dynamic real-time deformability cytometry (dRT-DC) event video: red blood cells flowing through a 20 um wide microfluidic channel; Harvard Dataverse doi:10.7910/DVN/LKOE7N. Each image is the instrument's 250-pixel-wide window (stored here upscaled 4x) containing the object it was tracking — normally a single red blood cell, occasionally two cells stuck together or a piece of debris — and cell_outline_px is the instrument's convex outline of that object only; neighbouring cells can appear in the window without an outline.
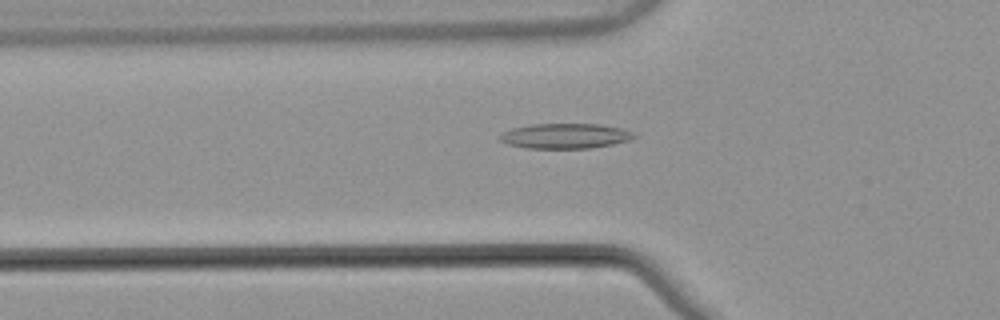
{"species": "common noctule bat (a hibernating species)", "species_latin": "Nyctalus noctula", "temperature_condition": "warm", "stored_images_in_passage": 54, "camera_frame_rate_fps": 3000, "um_per_image_px": 0.085, "animal": {"sex": "male", "body_mass_g": 21.5, "forearm_length_mm": 52.0}, "frame": {"image": 1, "passage_image": 19, "time_ms": 6.0, "image_size_px": [1000, 320], "cell_outline_px": [[636, 136], [632, 140], [592, 148], [524, 148], [508, 144], [500, 140], [496, 136], [512, 128], [532, 124], [600, 124], [620, 128], [632, 132]], "centroid_in_image_um": [48.02, 11.56], "position_along_channel_um": 77.8, "area_um2": 19.65}}
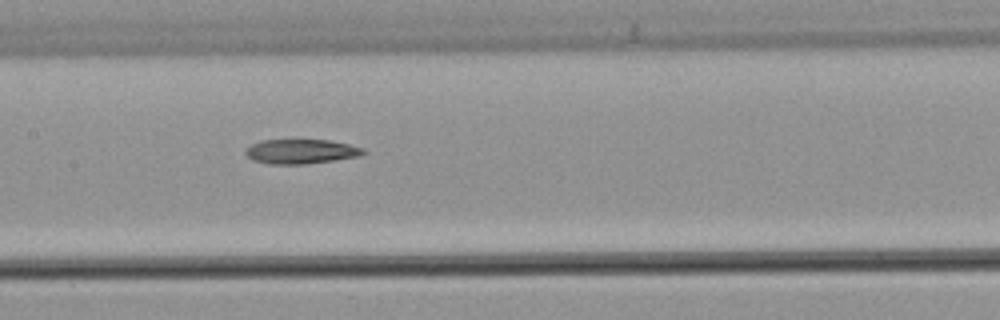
{"frame": {"image": 2, "passage_image": 27, "time_ms": 8.667, "image_size_px": [1000, 320], "cell_outline_px": [[368, 152], [360, 156], [336, 160], [304, 164], [268, 164], [252, 160], [244, 152], [252, 144], [260, 140], [296, 136], [328, 140], [348, 144], [364, 148]], "centroid_in_image_um": [25.58, 12.82], "position_along_channel_um": 181.8, "area_um2": 17.86}}
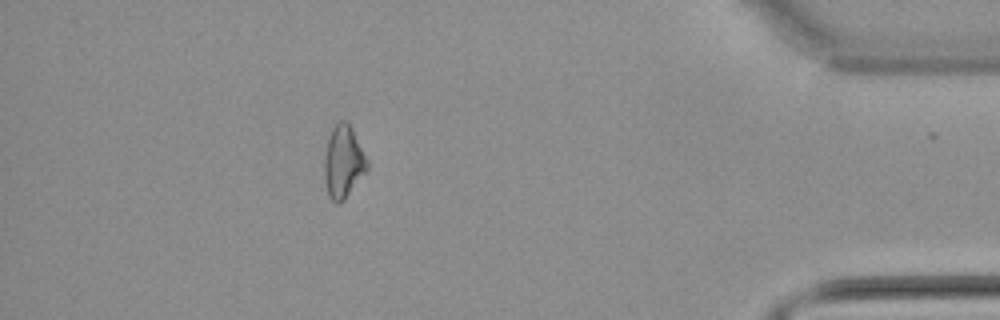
{"frame": {"image": 3, "passage_image": 48, "time_ms": 15.667, "image_size_px": [1000, 320], "cell_outline_px": [[368, 172], [344, 200], [340, 204], [336, 204], [328, 196], [324, 180], [324, 156], [328, 140], [332, 128], [340, 120], [344, 120], [352, 128], [368, 160]], "centroid_in_image_um": [29.19, 13.81], "position_along_channel_um": 406.0, "area_um2": 18.38}}